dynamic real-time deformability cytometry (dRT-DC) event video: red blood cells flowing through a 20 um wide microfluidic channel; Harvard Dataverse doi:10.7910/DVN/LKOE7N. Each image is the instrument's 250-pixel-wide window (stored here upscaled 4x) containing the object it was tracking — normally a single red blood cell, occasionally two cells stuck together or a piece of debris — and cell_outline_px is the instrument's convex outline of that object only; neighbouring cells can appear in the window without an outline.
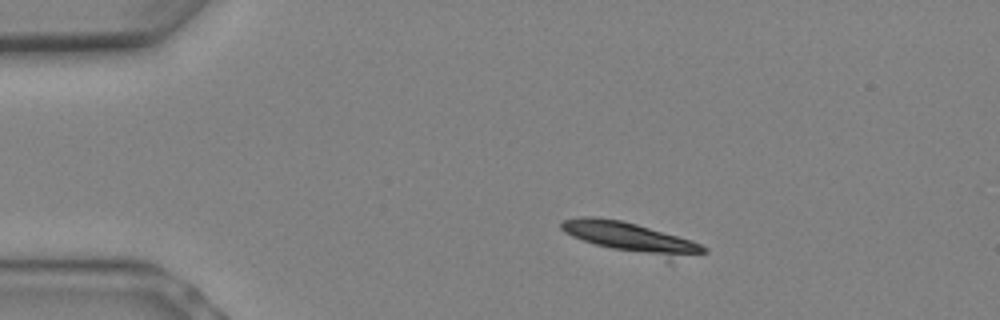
{"species": "Egyptian fruit bat (a non-hibernating species)", "species_latin": "Rousettus aegyptiacus", "temperature_condition": "warm", "stored_images_in_passage": 5, "camera_frame_rate_fps": 3000, "um_per_image_px": 0.085, "animal": {"sex": "female"}, "frame": {"image": 1, "passage_image": 2, "time_ms": 0.333, "image_size_px": [1000, 320], "cell_outline_px": [[708, 252], [668, 264], [596, 244], [572, 236], [564, 232], [560, 228], [560, 220], [580, 216], [596, 216], [620, 220], [636, 224], [692, 240], [708, 248]], "centroid_in_image_um": [53.75, 20.28], "position_along_channel_um": 31.3, "area_um2": 26.47}}